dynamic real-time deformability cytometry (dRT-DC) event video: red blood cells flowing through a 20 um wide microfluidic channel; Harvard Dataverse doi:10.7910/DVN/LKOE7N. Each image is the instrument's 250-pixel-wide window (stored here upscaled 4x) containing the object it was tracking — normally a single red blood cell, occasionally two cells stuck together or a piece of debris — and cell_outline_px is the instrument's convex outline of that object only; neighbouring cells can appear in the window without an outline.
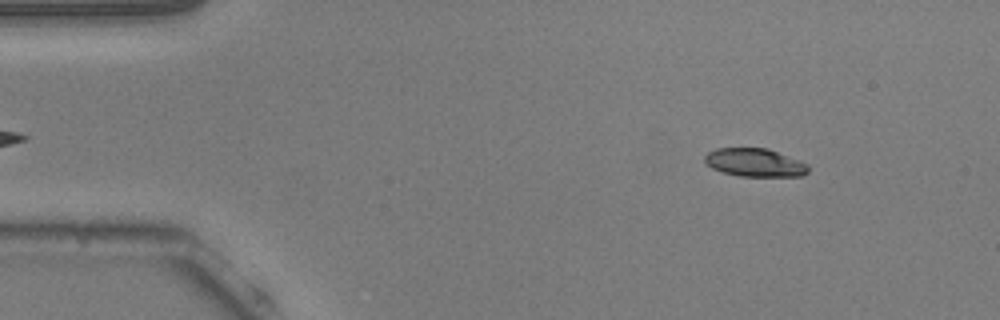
{"species": "common noctule bat (a hibernating species)", "species_latin": "Nyctalus noctula", "temperature_condition": "warm", "stored_images_in_passage": 52, "camera_frame_rate_fps": 3000, "um_per_image_px": 0.085, "animal": {"sex": "male", "body_mass_g": 20.5, "forearm_length_mm": 52.5}, "frame": {"image": 1, "passage_image": 6, "time_ms": 1.667, "image_size_px": [1000, 320], "cell_outline_px": [[808, 172], [804, 176], [740, 176], [724, 172], [712, 168], [704, 164], [704, 156], [708, 152], [716, 148], [768, 148], [800, 160], [808, 164]], "centroid_in_image_um": [64.16, 13.81], "position_along_channel_um": 20.8, "area_um2": 17.17}}
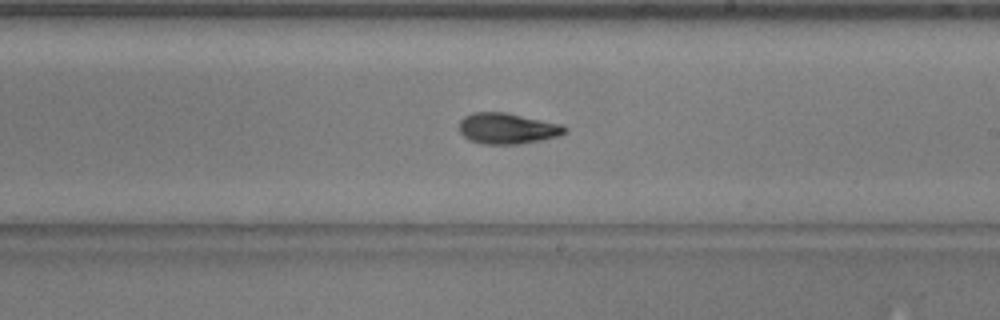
{"frame": {"image": 2, "passage_image": 30, "time_ms": 9.667, "image_size_px": [1000, 320], "cell_outline_px": [[568, 132], [560, 136], [544, 140], [516, 144], [484, 144], [472, 140], [464, 136], [460, 132], [460, 120], [464, 116], [472, 112], [504, 112], [564, 124], [568, 128]], "centroid_in_image_um": [43.2, 10.91], "position_along_channel_um": 245.8, "area_um2": 19.19}}
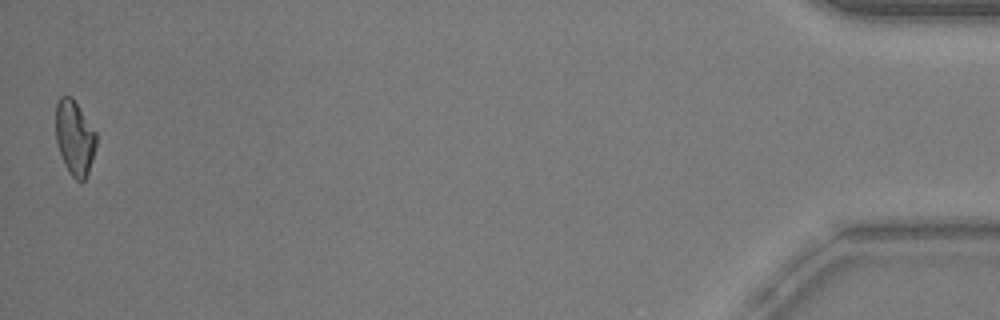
{"frame": {"image": 3, "passage_image": 52, "time_ms": 17.0, "image_size_px": [1000, 320], "cell_outline_px": [[96, 148], [88, 172], [84, 180], [80, 184], [68, 172], [64, 164], [56, 144], [56, 104], [60, 96], [72, 96], [96, 132]], "centroid_in_image_um": [6.34, 11.72], "position_along_channel_um": 428.9, "area_um2": 17.8}, "authors_computed_cell_mechanics": {"area_um2": 18.0336, "velocity_mm_per_s": 3.8044, "shape_relaxation_time_tau1_ms": 3.0518, "shape_relaxation_time_tau2_ms": 3.5104, "deformation_change_tau1": 0.1433, "deformation_change_tau2": 0.0845}}